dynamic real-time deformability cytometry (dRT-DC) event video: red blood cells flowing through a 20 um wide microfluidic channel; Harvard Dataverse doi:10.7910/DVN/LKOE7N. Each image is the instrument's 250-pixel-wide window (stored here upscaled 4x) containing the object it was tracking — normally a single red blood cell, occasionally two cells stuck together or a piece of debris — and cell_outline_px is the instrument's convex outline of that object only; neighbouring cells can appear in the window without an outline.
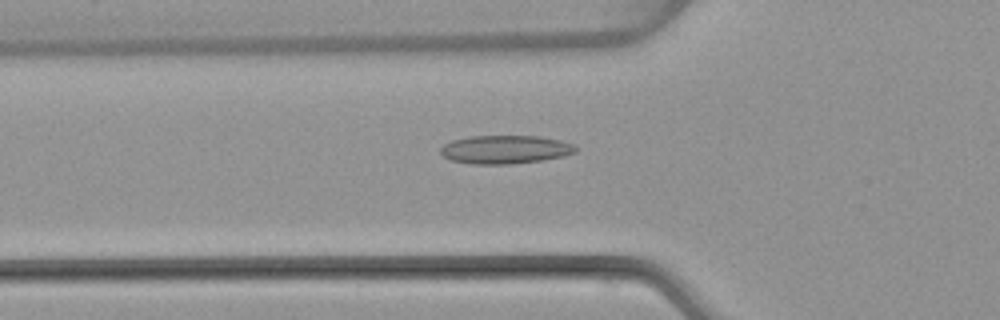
{"species": "common noctule bat (a hibernating species)", "species_latin": "Nyctalus noctula", "temperature_condition": "warm", "stored_images_in_passage": 51, "camera_frame_rate_fps": 3000, "um_per_image_px": 0.085, "animal": {"sex": "female", "body_mass_g": 22.7, "forearm_length_mm": 54.2}, "frame": {"image": 1, "passage_image": 18, "time_ms": 5.667, "image_size_px": [1000, 320], "cell_outline_px": [[576, 152], [564, 156], [544, 160], [508, 164], [472, 164], [452, 160], [444, 156], [440, 152], [440, 148], [444, 144], [452, 140], [472, 136], [540, 136], [560, 140], [572, 144], [576, 148]], "centroid_in_image_um": [42.95, 12.7], "position_along_channel_um": 82.9, "area_um2": 22.31}}
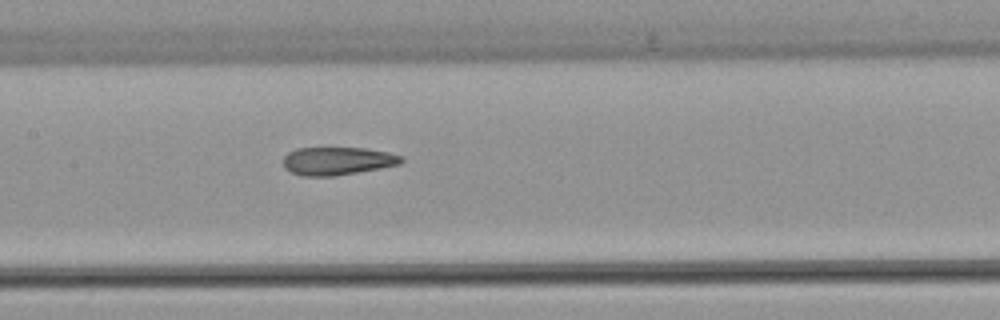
{"frame": {"image": 2, "passage_image": 25, "time_ms": 8.0, "image_size_px": [1000, 320], "cell_outline_px": [[404, 160], [400, 164], [380, 168], [332, 176], [300, 176], [288, 172], [284, 168], [284, 156], [288, 152], [296, 148], [364, 148], [388, 152], [404, 156]], "centroid_in_image_um": [28.66, 13.68], "position_along_channel_um": 178.7, "area_um2": 19.36}}
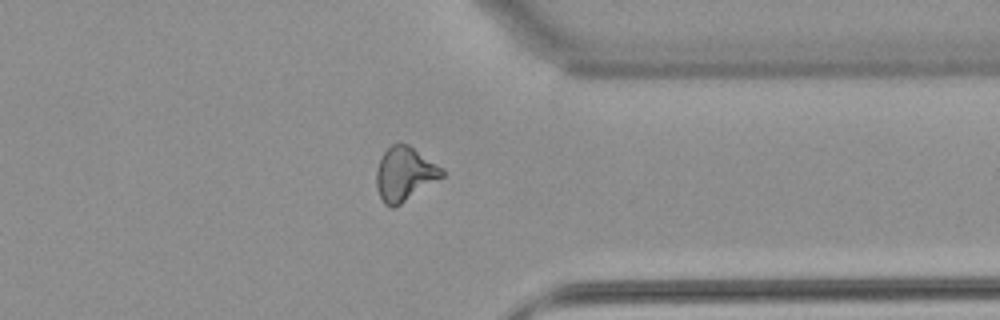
{"frame": {"image": 3, "passage_image": 40, "time_ms": 13.0, "image_size_px": [1000, 320], "cell_outline_px": [[444, 176], [400, 204], [392, 208], [384, 204], [380, 196], [376, 184], [376, 172], [380, 160], [384, 152], [392, 144], [408, 144], [444, 168]], "centroid_in_image_um": [34.4, 14.78], "position_along_channel_um": 377.0, "area_um2": 20.4}, "authors_computed_cell_mechanics": {"area_um2": 20.7502, "velocity_mm_per_s": 4.0704, "shape_relaxation_time_tau1_ms": null, "shape_relaxation_time_tau2_ms": 2.0934, "deformation_change_tau1": null, "deformation_change_tau2": 0.101}}